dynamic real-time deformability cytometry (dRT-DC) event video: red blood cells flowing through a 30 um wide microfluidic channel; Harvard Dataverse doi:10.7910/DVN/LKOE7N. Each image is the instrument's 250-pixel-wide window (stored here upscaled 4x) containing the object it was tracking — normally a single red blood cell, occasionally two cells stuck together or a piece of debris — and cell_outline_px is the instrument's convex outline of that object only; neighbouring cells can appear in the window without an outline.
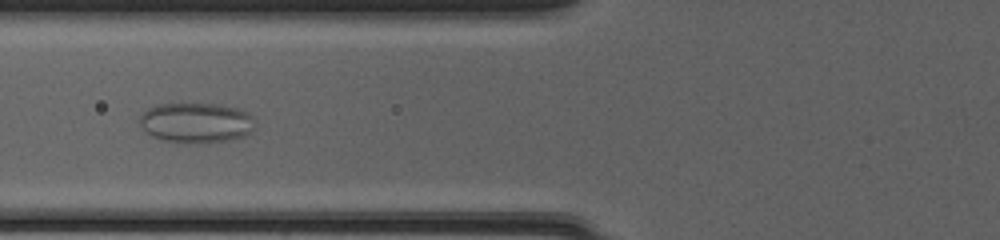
{"species": "common noctule bat (a hibernating species)", "species_latin": "Nyctalus noctula", "temperature_condition": "cold", "stored_images_in_passage": 53, "camera_frame_rate_fps": 3000, "um_per_image_px": 0.085, "animal": {"sex": "female", "body_mass_g": 20.0, "forearm_length_mm": 54.0}, "frame": {"image": 1, "passage_image": 23, "time_ms": 7.333, "image_size_px": [1000, 240], "cell_outline_px": [[252, 128], [244, 136], [228, 140], [204, 144], [184, 144], [164, 140], [152, 136], [140, 124], [140, 116], [148, 108], [160, 104], [216, 104], [236, 108], [252, 116]], "centroid_in_image_um": [16.64, 10.45], "position_along_channel_um": 109.2, "area_um2": 26.76}}
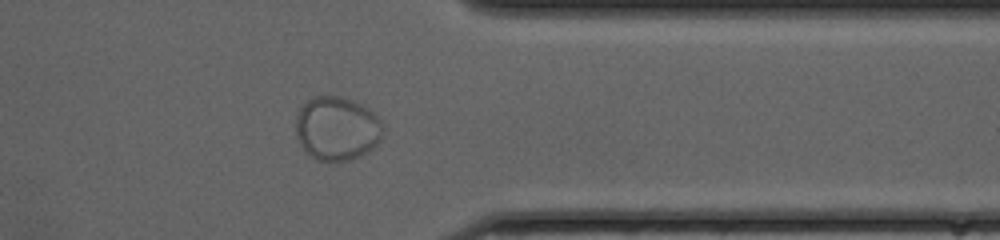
{"frame": {"image": 2, "passage_image": 44, "time_ms": 14.333, "image_size_px": [1000, 240], "cell_outline_px": [[380, 140], [368, 152], [360, 156], [348, 160], [316, 160], [308, 156], [300, 144], [296, 136], [296, 116], [300, 108], [312, 96], [340, 96], [352, 100], [360, 104], [372, 112], [380, 120]], "centroid_in_image_um": [28.58, 10.92], "position_along_channel_um": 382.8, "area_um2": 32.14}}
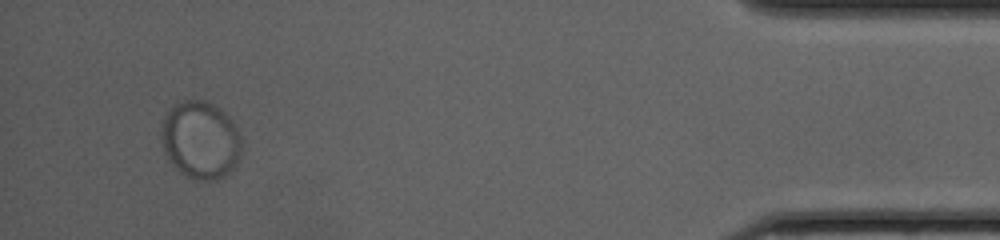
{"frame": {"image": 3, "passage_image": 51, "time_ms": 16.667, "image_size_px": [1000, 240], "cell_outline_px": [[240, 152], [236, 164], [224, 176], [216, 180], [196, 180], [180, 172], [176, 168], [168, 156], [160, 140], [160, 132], [164, 112], [168, 108], [184, 100], [208, 100], [220, 108], [232, 120], [240, 136]], "centroid_in_image_um": [17.01, 11.86], "position_along_channel_um": 418.2, "area_um2": 36.41}}